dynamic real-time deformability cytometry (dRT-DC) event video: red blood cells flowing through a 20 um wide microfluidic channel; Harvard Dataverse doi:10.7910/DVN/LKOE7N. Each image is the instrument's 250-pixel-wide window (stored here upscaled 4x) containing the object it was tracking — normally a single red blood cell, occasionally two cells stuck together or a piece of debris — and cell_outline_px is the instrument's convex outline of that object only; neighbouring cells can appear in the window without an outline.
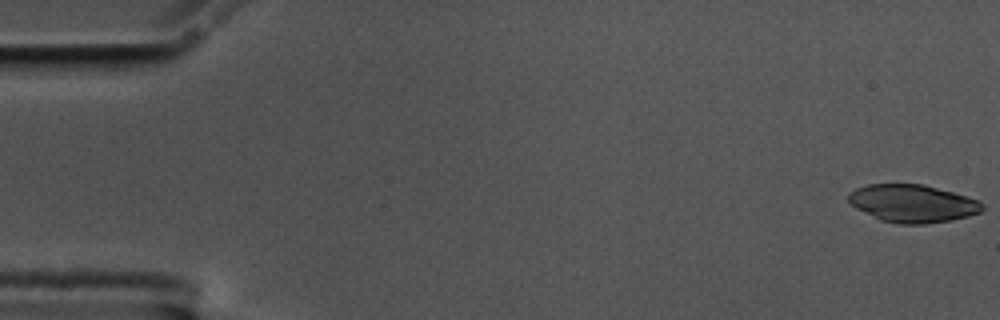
{"species": "common noctule bat (a hibernating species)", "species_latin": "Nyctalus noctula", "temperature_condition": "cold", "stored_images_in_passage": 57, "camera_frame_rate_fps": 3000, "um_per_image_px": 0.085, "animal": {"sex": "male", "body_mass_g": 17.5, "forearm_length_mm": 52.3}, "frame": {"image": 1, "passage_image": 1, "time_ms": 0.0, "image_size_px": [1000, 320], "cell_outline_px": [[984, 208], [980, 212], [968, 216], [948, 220], [924, 224], [900, 224], [880, 220], [856, 208], [848, 200], [848, 192], [856, 188], [868, 184], [924, 184], [980, 200], [984, 204]], "centroid_in_image_um": [77.56, 17.29], "position_along_channel_um": 7.4, "area_um2": 29.36}}
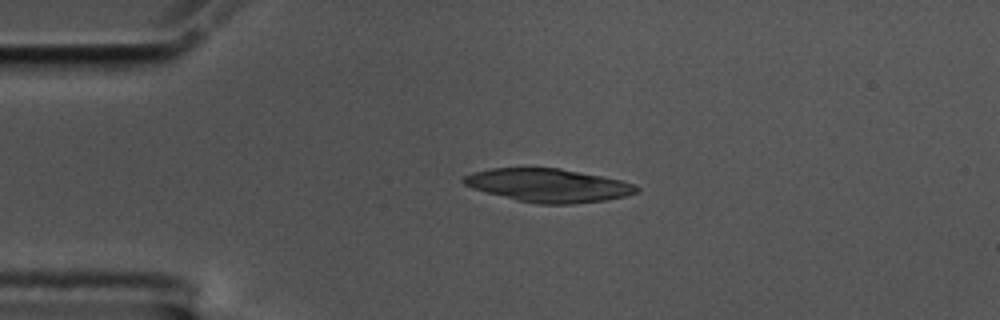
{"frame": {"image": 2, "passage_image": 13, "time_ms": 4.0, "image_size_px": [1000, 320], "cell_outline_px": [[640, 188], [636, 192], [624, 196], [608, 200], [572, 204], [540, 204], [516, 200], [472, 188], [464, 184], [460, 180], [464, 176], [472, 172], [488, 168], [560, 168], [620, 180], [636, 184]], "centroid_in_image_um": [46.59, 15.75], "position_along_channel_um": 38.4, "area_um2": 33.52}}